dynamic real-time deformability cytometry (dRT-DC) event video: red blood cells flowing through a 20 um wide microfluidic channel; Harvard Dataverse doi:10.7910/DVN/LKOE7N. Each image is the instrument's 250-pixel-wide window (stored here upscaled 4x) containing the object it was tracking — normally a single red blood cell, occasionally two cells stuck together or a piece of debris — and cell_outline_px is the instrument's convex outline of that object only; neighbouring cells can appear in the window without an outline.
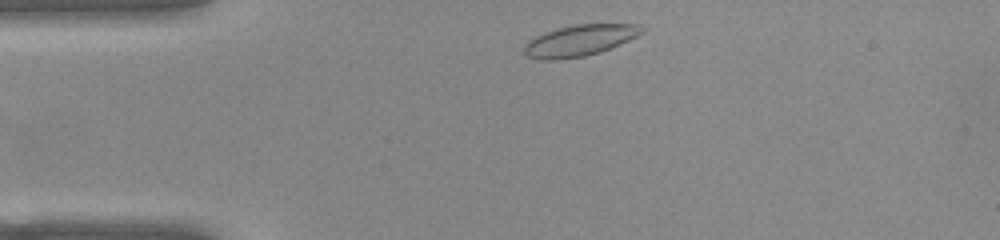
{"species": "common noctule bat (a hibernating species)", "species_latin": "Nyctalus noctula", "temperature_condition": "warm", "stored_images_in_passage": 43, "camera_frame_rate_fps": 3000, "um_per_image_px": 0.085, "animal": {"sex": "female", "body_mass_g": 22.0, "forearm_length_mm": 56.7}, "frame": {"image": 1, "passage_image": 2, "time_ms": 0.333, "image_size_px": [1000, 240], "cell_outline_px": [[644, 32], [620, 44], [600, 52], [584, 56], [556, 60], [540, 60], [528, 56], [524, 52], [524, 44], [528, 40], [536, 36], [556, 28], [576, 24], [640, 24], [644, 28]], "centroid_in_image_um": [49.26, 3.44], "position_along_channel_um": 35.7, "area_um2": 21.39}}
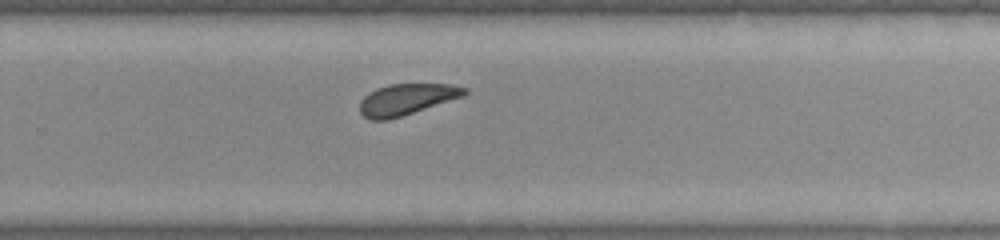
{"frame": {"image": 2, "passage_image": 25, "time_ms": 8.0, "image_size_px": [1000, 240], "cell_outline_px": [[468, 92], [464, 96], [388, 120], [372, 120], [364, 116], [360, 112], [360, 100], [368, 92], [376, 88], [388, 84], [452, 84], [468, 88]], "centroid_in_image_um": [34.55, 8.43], "position_along_channel_um": 295.2, "area_um2": 19.02}}
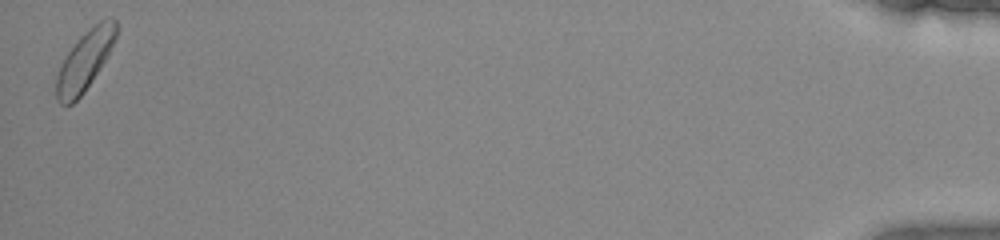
{"frame": {"image": 3, "passage_image": 43, "time_ms": 14.0, "image_size_px": [1000, 240], "cell_outline_px": [[116, 36], [108, 56], [84, 92], [72, 104], [60, 104], [56, 100], [56, 76], [60, 64], [68, 52], [80, 36], [88, 28], [100, 20], [112, 16], [116, 20]], "centroid_in_image_um": [7.2, 5.14], "position_along_channel_um": 428.0, "area_um2": 20.75}, "authors_computed_cell_mechanics": {"area_um2": 19.5942, "velocity_mm_per_s": 3.8434, "shape_relaxation_time_tau1_ms": 3.7089, "shape_relaxation_time_tau2_ms": 5.7056, "deformation_change_tau1": 0.0654, "deformation_change_tau2": 0.1314}}